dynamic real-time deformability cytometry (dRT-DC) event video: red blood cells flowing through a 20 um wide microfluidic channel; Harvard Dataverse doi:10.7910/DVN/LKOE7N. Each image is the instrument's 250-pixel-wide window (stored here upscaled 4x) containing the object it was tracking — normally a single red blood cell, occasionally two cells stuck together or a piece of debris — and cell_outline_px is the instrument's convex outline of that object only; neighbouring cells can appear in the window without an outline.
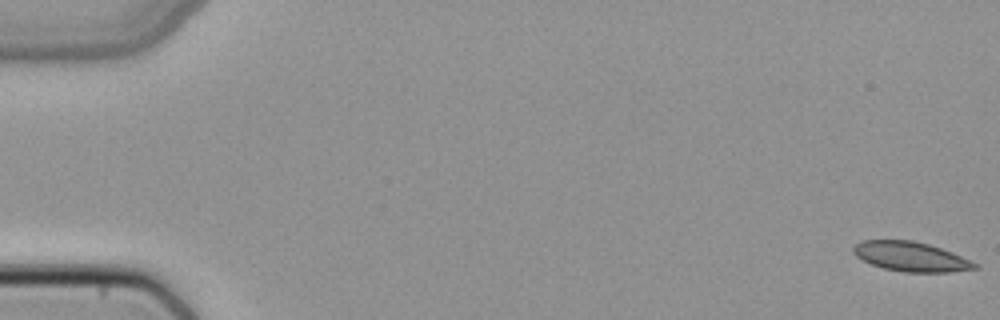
{"species": "common noctule bat (a hibernating species)", "species_latin": "Nyctalus noctula", "temperature_condition": "cold", "stored_images_in_passage": 51, "camera_frame_rate_fps": 3000, "um_per_image_px": 0.085, "animal": {"sex": "female", "body_mass_g": 22.7, "forearm_length_mm": 54.2}, "frame": {"image": 1, "passage_image": 1, "time_ms": 0.0, "image_size_px": [1000, 320], "cell_outline_px": [[980, 268], [948, 272], [904, 272], [884, 268], [872, 264], [856, 256], [852, 252], [852, 248], [860, 240], [912, 240], [928, 244], [952, 252], [980, 264]], "centroid_in_image_um": [77.44, 21.81], "position_along_channel_um": 7.6, "area_um2": 20.92}}
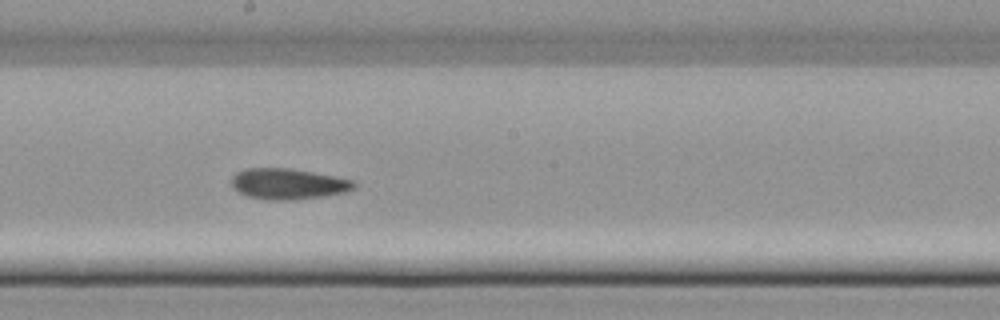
{"frame": {"image": 2, "passage_image": 29, "time_ms": 9.333, "image_size_px": [1000, 320], "cell_outline_px": [[356, 188], [348, 192], [324, 196], [292, 200], [268, 200], [248, 196], [232, 188], [232, 176], [236, 172], [244, 168], [292, 168], [336, 176], [352, 180], [356, 184]], "centroid_in_image_um": [24.51, 15.62], "position_along_channel_um": 223.7, "area_um2": 22.25}}
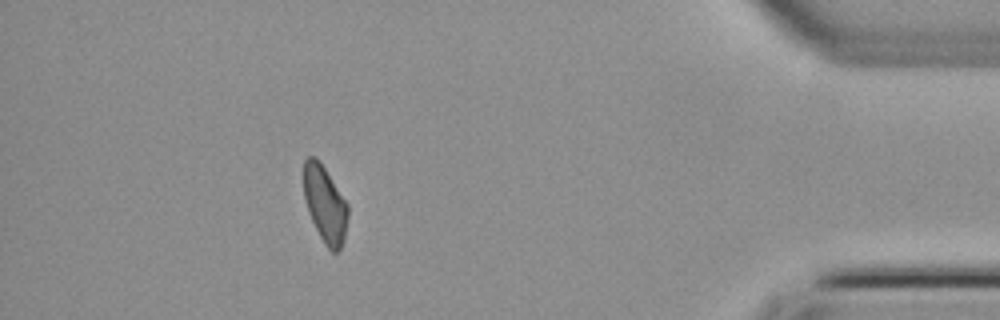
{"frame": {"image": 3, "passage_image": 46, "time_ms": 15.0, "image_size_px": [1000, 320], "cell_outline_px": [[348, 216], [344, 240], [340, 248], [336, 252], [332, 252], [324, 244], [308, 212], [304, 196], [304, 160], [308, 156], [316, 156], [348, 204]], "centroid_in_image_um": [27.62, 17.36], "position_along_channel_um": 407.6, "area_um2": 19.54}}